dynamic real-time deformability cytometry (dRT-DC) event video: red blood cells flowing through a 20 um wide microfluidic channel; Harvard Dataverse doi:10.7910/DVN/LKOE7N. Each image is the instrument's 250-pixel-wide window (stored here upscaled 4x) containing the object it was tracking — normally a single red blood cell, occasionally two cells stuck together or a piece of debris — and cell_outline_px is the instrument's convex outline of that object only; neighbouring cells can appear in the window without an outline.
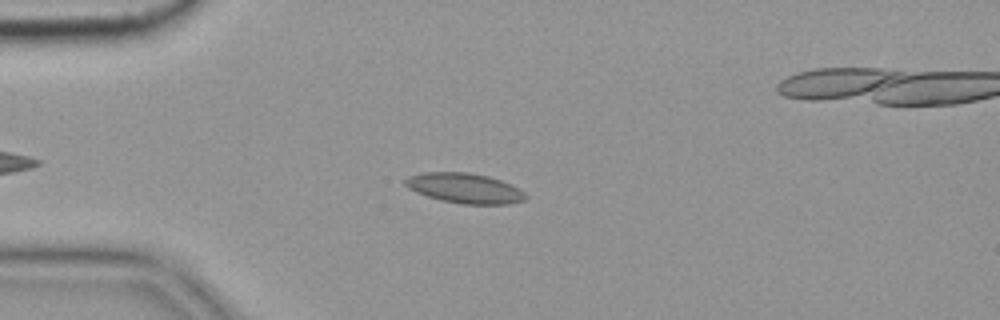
{"species": "common noctule bat (a hibernating species)", "species_latin": "Nyctalus noctula", "temperature_condition": "cold", "stored_images_in_passage": 6, "camera_frame_rate_fps": 3000, "um_per_image_px": 0.085, "animal": {"sex": "female", "body_mass_g": 19.9}, "frame": {"image": 1, "passage_image": 5, "time_ms": 1.333, "image_size_px": [1000, 320], "cell_outline_px": [[528, 196], [524, 200], [508, 204], [460, 204], [440, 200], [416, 192], [408, 188], [404, 184], [404, 180], [408, 176], [424, 172], [468, 172], [488, 176], [500, 180], [520, 188]], "centroid_in_image_um": [39.49, 15.99], "position_along_channel_um": 45.5, "area_um2": 21.15}}